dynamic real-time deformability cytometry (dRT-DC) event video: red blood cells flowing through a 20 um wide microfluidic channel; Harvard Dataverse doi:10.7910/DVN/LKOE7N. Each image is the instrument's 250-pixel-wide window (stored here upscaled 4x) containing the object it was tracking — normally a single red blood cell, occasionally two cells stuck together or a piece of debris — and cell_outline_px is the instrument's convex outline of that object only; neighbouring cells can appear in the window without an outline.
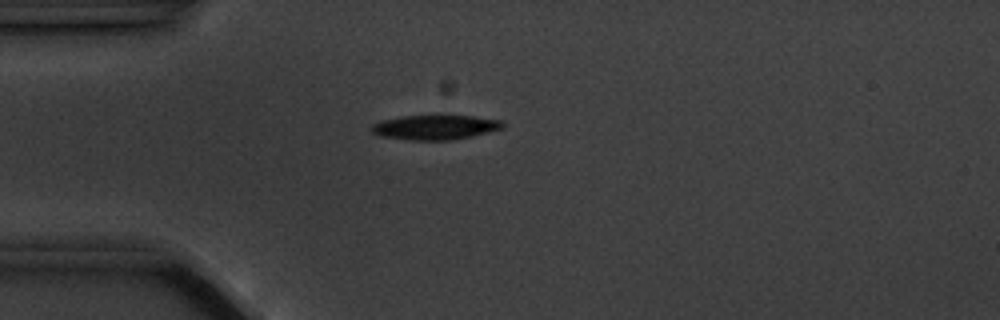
{"species": "common noctule bat (a hibernating species)", "species_latin": "Nyctalus noctula", "temperature_condition": "cold", "stored_images_in_passage": 5, "camera_frame_rate_fps": 3000, "um_per_image_px": 0.085, "animal": {"sex": "male", "body_mass_g": 20.1, "forearm_length_mm": 53.5}, "frame": {"image": 1, "passage_image": 5, "time_ms": 4.333, "image_size_px": [1000, 320], "cell_outline_px": [[504, 128], [472, 136], [448, 140], [412, 140], [380, 136], [372, 132], [368, 128], [372, 124], [380, 120], [404, 116], [472, 116], [504, 120]], "centroid_in_image_um": [36.97, 10.82], "position_along_channel_um": 48.0, "area_um2": 18.84}}